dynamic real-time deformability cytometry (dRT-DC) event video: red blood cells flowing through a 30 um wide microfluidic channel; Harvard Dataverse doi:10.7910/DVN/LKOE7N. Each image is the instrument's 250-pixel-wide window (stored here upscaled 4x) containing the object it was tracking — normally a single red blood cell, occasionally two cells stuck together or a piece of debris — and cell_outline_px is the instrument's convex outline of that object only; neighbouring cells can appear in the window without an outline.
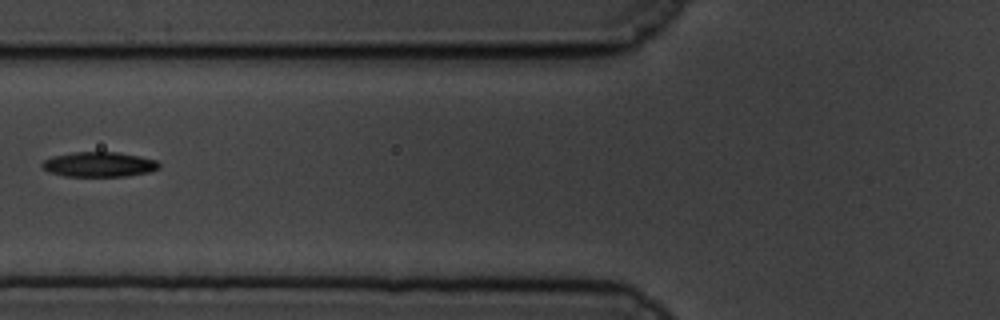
{"species": "common noctule bat (a hibernating species)", "species_latin": "Nyctalus noctula", "temperature_condition": "cold", "stored_images_in_passage": 38, "camera_frame_rate_fps": 3000, "um_per_image_px": 0.085, "animal": {"sex": "male", "body_mass_g": 19.5, "forearm_length_mm": 54.6}, "frame": {"image": 1, "passage_image": 2, "time_ms": 0.333, "image_size_px": [1000, 320], "cell_outline_px": [[160, 168], [148, 172], [124, 176], [64, 176], [48, 172], [40, 164], [44, 160], [52, 156], [72, 152], [116, 152], [140, 156], [156, 160], [160, 164]], "centroid_in_image_um": [8.4, 13.97], "position_along_channel_um": 117.4, "area_um2": 16.99}}
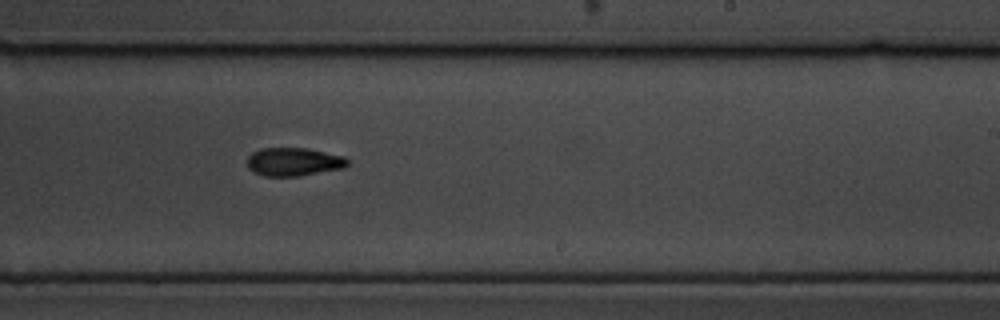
{"frame": {"image": 2, "passage_image": 15, "time_ms": 4.667, "image_size_px": [1000, 320], "cell_outline_px": [[348, 164], [344, 168], [300, 176], [264, 176], [248, 168], [248, 156], [252, 152], [260, 148], [304, 148], [344, 156], [348, 160]], "centroid_in_image_um": [24.96, 13.75], "position_along_channel_um": 264.0, "area_um2": 16.47}}
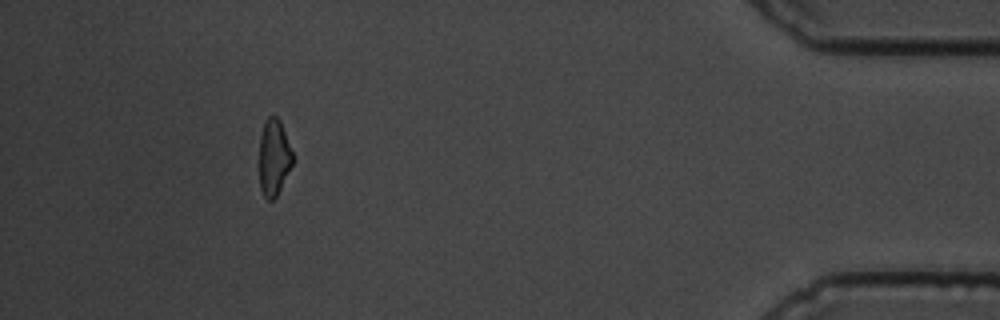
{"frame": {"image": 3, "passage_image": 33, "time_ms": 10.667, "image_size_px": [1000, 320], "cell_outline_px": [[292, 164], [276, 196], [272, 200], [268, 200], [264, 196], [260, 188], [260, 136], [264, 120], [272, 112], [280, 120], [292, 152]], "centroid_in_image_um": [23.26, 13.32], "position_along_channel_um": 411.9, "area_um2": 14.68}, "authors_computed_cell_mechanics": {"area_um2": 16.473, "velocity_mm_per_s": 3.3771, "shape_relaxation_time_tau1_ms": 2.7317, "shape_relaxation_time_tau2_ms": 2.7381, "deformation_change_tau1": 0.099, "deformation_change_tau2": 0.0863}}